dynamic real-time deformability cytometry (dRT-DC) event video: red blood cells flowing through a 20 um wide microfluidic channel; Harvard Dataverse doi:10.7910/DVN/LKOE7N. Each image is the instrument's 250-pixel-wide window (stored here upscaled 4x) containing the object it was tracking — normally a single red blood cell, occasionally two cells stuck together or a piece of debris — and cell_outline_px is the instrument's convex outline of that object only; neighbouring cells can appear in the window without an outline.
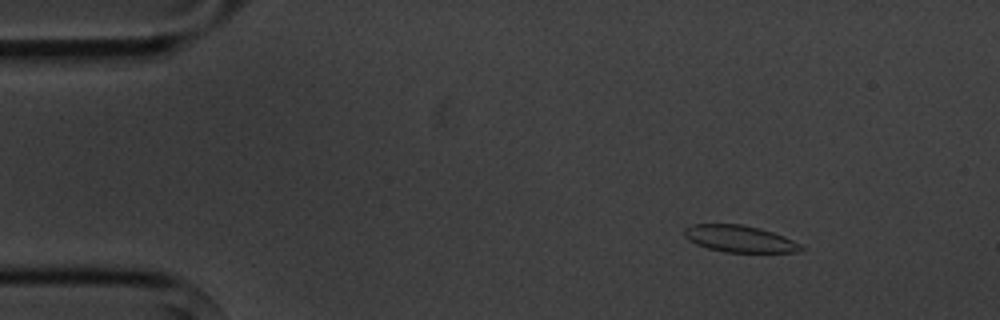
{"species": "common noctule bat (a hibernating species)", "species_latin": "Nyctalus noctula", "temperature_condition": "cold", "stored_images_in_passage": 3, "camera_frame_rate_fps": 3000, "um_per_image_px": 0.085, "animal": {"sex": "male", "body_mass_g": 20.1, "forearm_length_mm": 53.5}, "frame": {"image": 1, "passage_image": 1, "time_ms": 0.0, "image_size_px": [1000, 320], "cell_outline_px": [[804, 248], [796, 252], [724, 252], [708, 248], [696, 244], [688, 240], [684, 236], [684, 228], [692, 224], [740, 224], [760, 228], [784, 236], [800, 244]], "centroid_in_image_um": [62.83, 20.29], "position_along_channel_um": 22.2, "area_um2": 18.15}}